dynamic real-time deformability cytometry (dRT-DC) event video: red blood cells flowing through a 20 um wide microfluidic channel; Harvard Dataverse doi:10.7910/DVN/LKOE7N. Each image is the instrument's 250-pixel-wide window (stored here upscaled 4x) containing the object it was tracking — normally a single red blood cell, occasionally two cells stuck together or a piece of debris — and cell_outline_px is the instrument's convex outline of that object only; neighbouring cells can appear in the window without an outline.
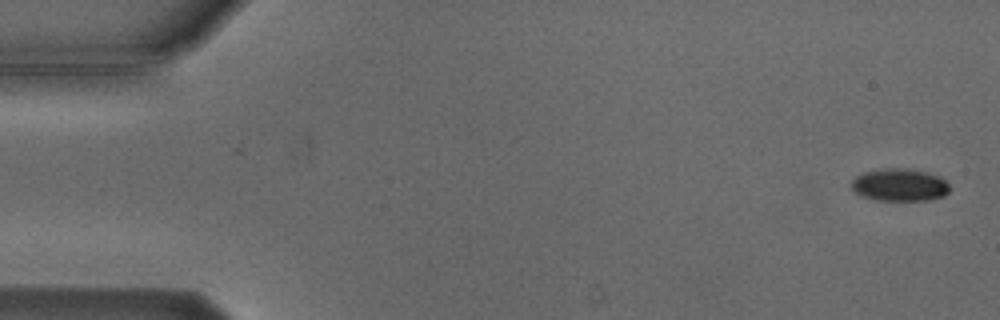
{"species": "Egyptian fruit bat (a non-hibernating species)", "species_latin": "Rousettus aegyptiacus", "temperature_condition": "cold", "stored_images_in_passage": 5, "camera_frame_rate_fps": 3000, "um_per_image_px": 0.085, "animal": {"sex": "male"}, "frame": {"image": 1, "passage_image": 1, "time_ms": 0.0, "image_size_px": [1000, 320], "cell_outline_px": [[948, 192], [944, 196], [928, 200], [876, 200], [864, 196], [856, 192], [852, 188], [852, 180], [856, 176], [864, 172], [884, 168], [908, 168], [928, 172], [940, 176], [948, 184]], "centroid_in_image_um": [76.49, 15.7], "position_along_channel_um": 8.5, "area_um2": 18.55}}
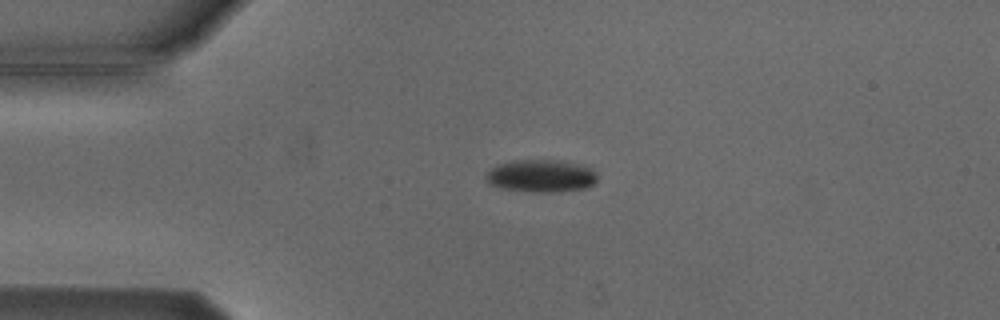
{"frame": {"image": 2, "passage_image": 4, "time_ms": 3.667, "image_size_px": [1000, 320], "cell_outline_px": [[596, 184], [588, 188], [552, 192], [532, 192], [504, 188], [488, 184], [484, 176], [496, 164], [512, 160], [560, 160], [580, 164], [592, 168], [596, 172]], "centroid_in_image_um": [46.01, 14.94], "position_along_channel_um": 39.0, "area_um2": 21.39}}